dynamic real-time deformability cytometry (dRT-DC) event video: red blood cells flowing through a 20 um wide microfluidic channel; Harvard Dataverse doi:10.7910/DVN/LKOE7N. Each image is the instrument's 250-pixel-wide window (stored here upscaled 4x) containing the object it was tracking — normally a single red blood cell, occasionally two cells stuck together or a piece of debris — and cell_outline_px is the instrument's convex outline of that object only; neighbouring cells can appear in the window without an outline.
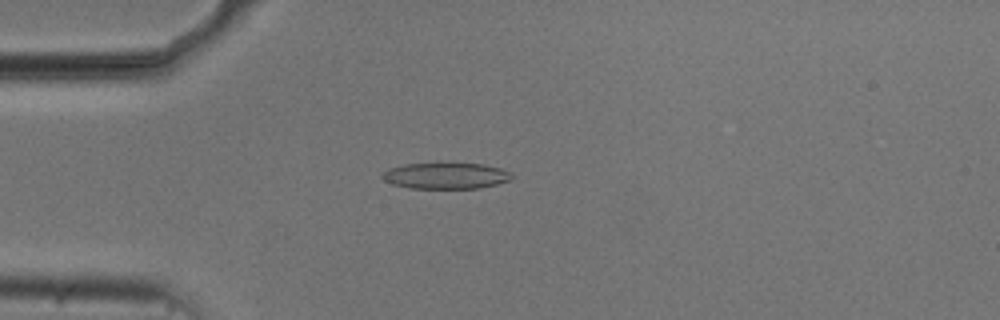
{"species": "common noctule bat (a hibernating species)", "species_latin": "Nyctalus noctula", "temperature_condition": "cold", "stored_images_in_passage": 49, "camera_frame_rate_fps": 3000, "um_per_image_px": 0.085, "animal": {"sex": "male", "body_mass_g": 20.5, "forearm_length_mm": 52.5}, "frame": {"image": 1, "passage_image": 10, "time_ms": 3.0, "image_size_px": [1000, 320], "cell_outline_px": [[512, 180], [480, 188], [408, 188], [392, 184], [384, 180], [380, 176], [380, 172], [388, 168], [404, 164], [436, 160], [484, 164], [500, 168], [512, 172]], "centroid_in_image_um": [37.85, 14.88], "position_along_channel_um": 47.2, "area_um2": 20.92}}
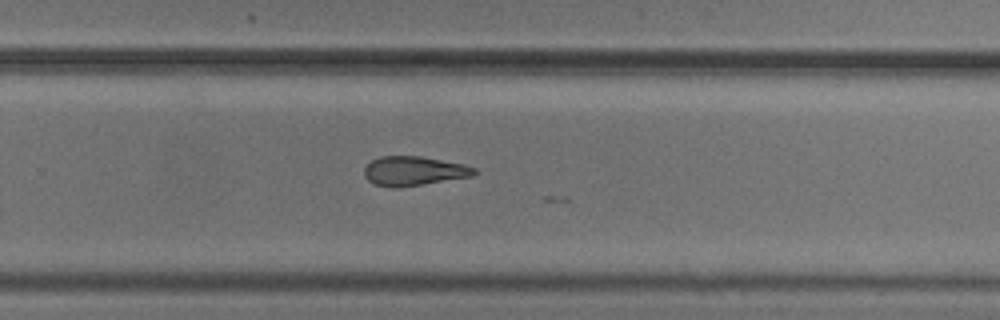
{"frame": {"image": 2, "passage_image": 31, "time_ms": 10.0, "image_size_px": [1000, 320], "cell_outline_px": [[480, 172], [472, 176], [396, 188], [392, 188], [376, 184], [368, 180], [364, 176], [364, 168], [372, 160], [380, 156], [420, 156], [464, 164], [476, 168]], "centroid_in_image_um": [35.19, 14.53], "position_along_channel_um": 294.6, "area_um2": 18.73}}
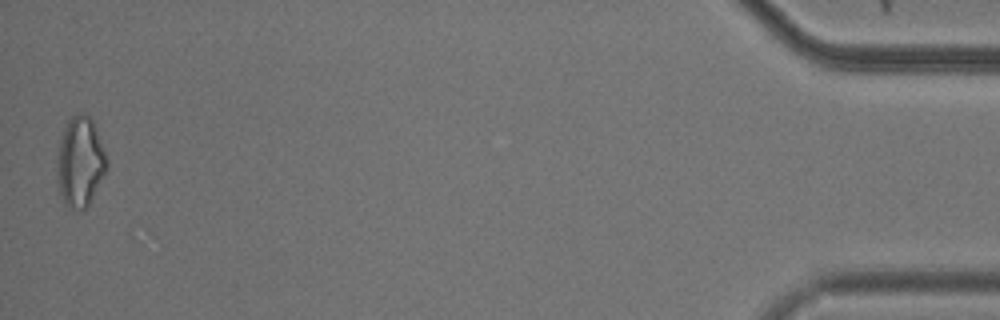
{"frame": {"image": 3, "passage_image": 49, "time_ms": 16.0, "image_size_px": [1000, 320], "cell_outline_px": [[108, 168], [88, 204], [84, 208], [76, 208], [64, 204], [56, 180], [56, 152], [64, 128], [68, 120], [76, 112], [84, 112], [92, 120], [96, 128], [108, 164]], "centroid_in_image_um": [6.78, 13.71], "position_along_channel_um": 428.4, "area_um2": 26.01}}